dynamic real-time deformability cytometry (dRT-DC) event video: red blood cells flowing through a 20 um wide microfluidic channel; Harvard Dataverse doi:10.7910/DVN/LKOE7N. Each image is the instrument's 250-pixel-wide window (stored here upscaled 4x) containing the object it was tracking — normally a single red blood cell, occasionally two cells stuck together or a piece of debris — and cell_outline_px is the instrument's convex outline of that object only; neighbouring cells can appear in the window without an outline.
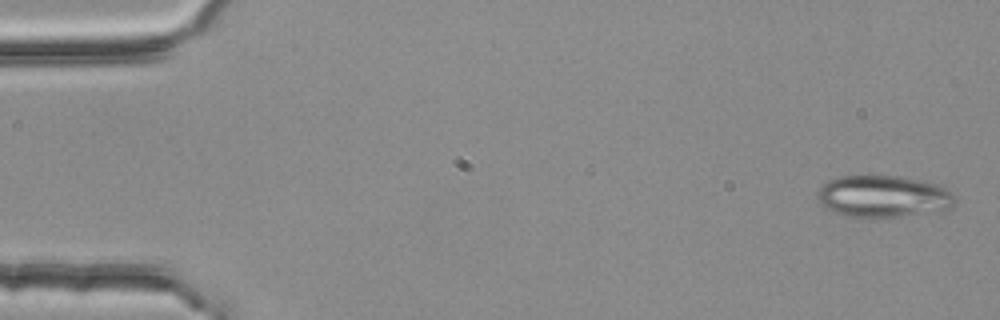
{"species": "common noctule bat (a hibernating species)", "species_latin": "Nyctalus noctula", "temperature_condition": "room temperature", "stored_images_in_passage": 4, "camera_frame_rate_fps": 3000, "um_per_image_px": 0.085, "animal": {"sex": "female", "body_mass_g": 25.1}, "frame": {"image": 1, "passage_image": 1, "time_ms": 0.0, "image_size_px": [1000, 320], "cell_outline_px": [[956, 200], [948, 208], [940, 212], [868, 220], [848, 216], [824, 208], [820, 204], [816, 196], [820, 188], [828, 180], [840, 176], [896, 176], [924, 180], [940, 184], [952, 192]], "centroid_in_image_um": [75.09, 16.72], "position_along_channel_um": 9.9, "area_um2": 34.45}}